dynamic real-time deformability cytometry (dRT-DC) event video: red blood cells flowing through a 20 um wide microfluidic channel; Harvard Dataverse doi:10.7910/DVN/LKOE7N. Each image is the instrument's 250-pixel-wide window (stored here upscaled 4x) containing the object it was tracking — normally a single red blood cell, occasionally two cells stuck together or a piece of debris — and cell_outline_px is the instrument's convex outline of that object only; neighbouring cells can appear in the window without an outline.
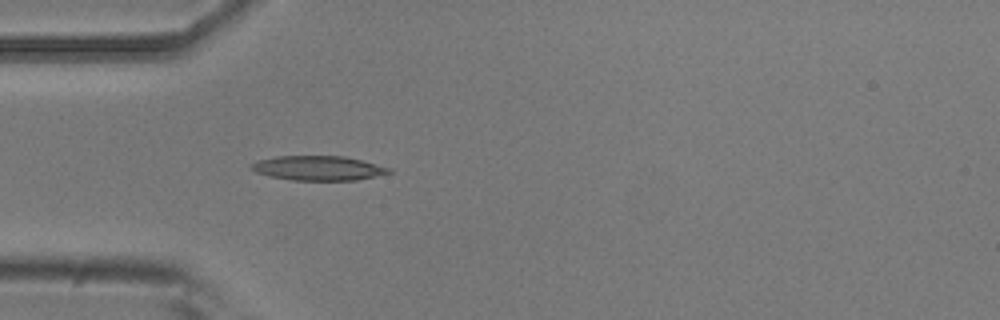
{"species": "common noctule bat (a hibernating species)", "species_latin": "Nyctalus noctula", "temperature_condition": "room temperature", "stored_images_in_passage": 3, "camera_frame_rate_fps": 3000, "um_per_image_px": 0.085, "animal": {"sex": "male", "body_mass_g": 20.5, "forearm_length_mm": 52.5}, "frame": {"image": 1, "passage_image": 3, "time_ms": 0.667, "image_size_px": [1000, 320], "cell_outline_px": [[392, 172], [356, 180], [292, 180], [272, 176], [256, 172], [248, 168], [248, 164], [256, 160], [276, 156], [344, 156], [392, 168]], "centroid_in_image_um": [26.99, 14.28], "position_along_channel_um": 58.0, "area_um2": 19.65}}